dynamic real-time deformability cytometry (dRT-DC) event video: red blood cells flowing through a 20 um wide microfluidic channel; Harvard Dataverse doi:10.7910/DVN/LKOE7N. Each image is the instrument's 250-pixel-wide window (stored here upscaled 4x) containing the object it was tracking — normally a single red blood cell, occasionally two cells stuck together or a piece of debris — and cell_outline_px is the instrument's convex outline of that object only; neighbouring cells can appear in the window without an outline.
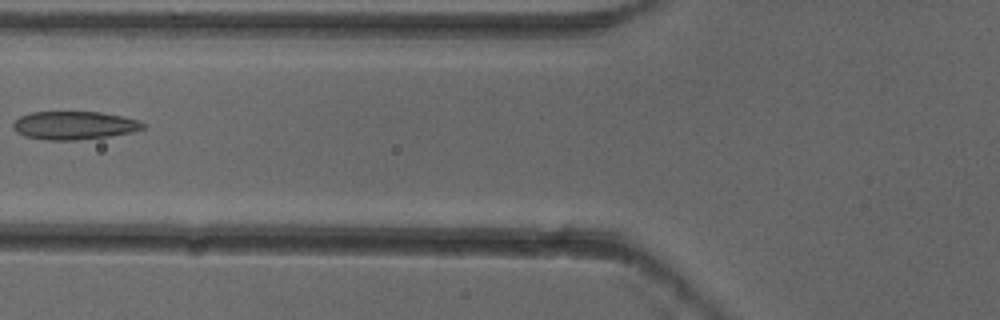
{"species": "common noctule bat (a hibernating species)", "species_latin": "Nyctalus noctula", "temperature_condition": "cold", "stored_images_in_passage": 7, "camera_frame_rate_fps": 3000, "um_per_image_px": 0.085, "animal": {"sex": "female"}, "frame": {"image": 1, "passage_image": 6, "time_ms": 1.667, "image_size_px": [1000, 320], "cell_outline_px": [[144, 128], [132, 132], [108, 136], [76, 140], [44, 140], [24, 136], [16, 132], [12, 128], [12, 124], [20, 116], [32, 112], [100, 112], [124, 116], [140, 120], [144, 124]], "centroid_in_image_um": [6.29, 10.66], "position_along_channel_um": 119.5, "area_um2": 21.44}}
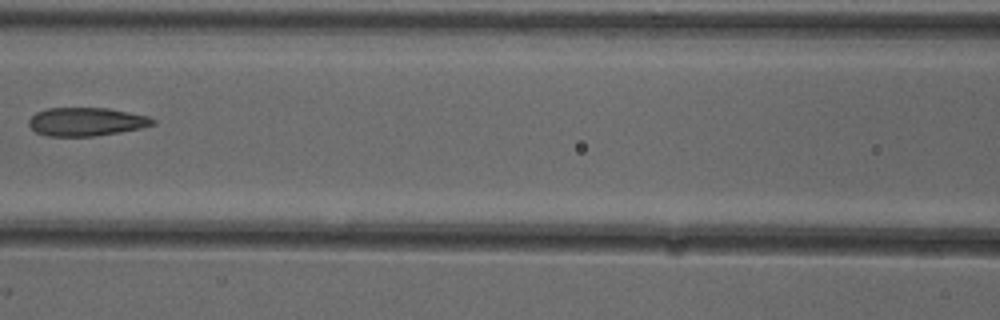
{"frame": {"image": 2, "passage_image": 7, "time_ms": 2.0, "image_size_px": [1000, 320], "cell_outline_px": [[156, 124], [140, 128], [120, 132], [92, 136], [48, 136], [36, 132], [28, 124], [28, 120], [36, 112], [48, 108], [108, 108], [148, 116], [156, 120]], "centroid_in_image_um": [7.33, 10.34], "position_along_channel_um": 159.3, "area_um2": 20.46}}